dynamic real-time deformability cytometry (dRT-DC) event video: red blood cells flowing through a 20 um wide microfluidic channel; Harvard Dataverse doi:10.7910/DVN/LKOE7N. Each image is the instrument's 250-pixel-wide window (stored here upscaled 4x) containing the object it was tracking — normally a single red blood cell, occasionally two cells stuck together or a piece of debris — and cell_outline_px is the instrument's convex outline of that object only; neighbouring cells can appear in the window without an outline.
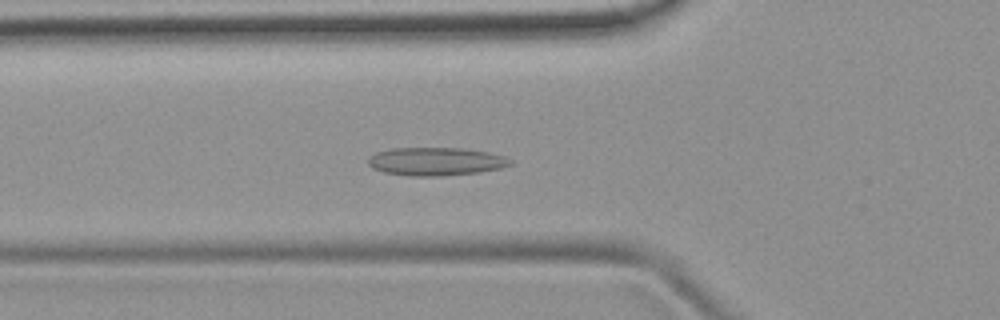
{"species": "common noctule bat (a hibernating species)", "species_latin": "Nyctalus noctula", "temperature_condition": "room temperature", "stored_images_in_passage": 38, "camera_frame_rate_fps": 3000, "um_per_image_px": 0.085, "animal": {"sex": "female", "body_mass_g": 19.9}, "frame": {"image": 1, "passage_image": 5, "time_ms": 1.333, "image_size_px": [1000, 320], "cell_outline_px": [[512, 164], [500, 168], [480, 172], [440, 176], [408, 176], [384, 172], [372, 168], [368, 164], [368, 156], [376, 152], [392, 148], [460, 148], [488, 152], [504, 156], [512, 160]], "centroid_in_image_um": [37.02, 13.72], "position_along_channel_um": 88.8, "area_um2": 23.41}}
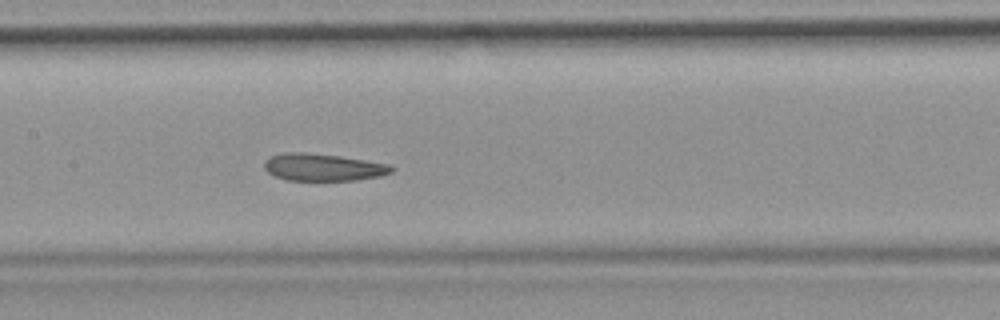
{"frame": {"image": 2, "passage_image": 12, "time_ms": 3.667, "image_size_px": [1000, 320], "cell_outline_px": [[396, 168], [392, 172], [380, 176], [356, 180], [288, 180], [276, 176], [268, 172], [264, 168], [264, 160], [272, 156], [284, 152], [304, 152], [340, 156], [388, 164]], "centroid_in_image_um": [27.46, 14.21], "position_along_channel_um": 179.9, "area_um2": 20.11}}
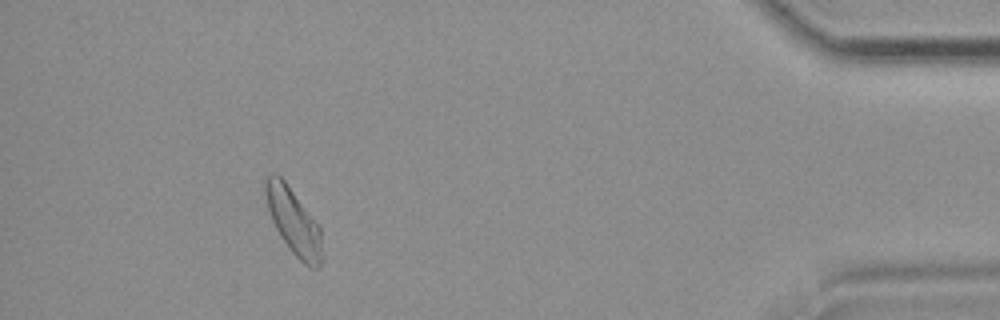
{"frame": {"image": 3, "passage_image": 34, "time_ms": 11.0, "image_size_px": [1000, 320], "cell_outline_px": [[324, 256], [320, 268], [312, 268], [304, 264], [288, 248], [280, 236], [272, 220], [268, 208], [264, 192], [264, 180], [272, 172], [276, 172], [284, 180], [320, 228]], "centroid_in_image_um": [24.96, 18.86], "position_along_channel_um": 410.2, "area_um2": 21.79}, "authors_computed_cell_mechanics": {"area_um2": 21.1548, "velocity_mm_per_s": 3.9065, "shape_relaxation_time_tau1_ms": null, "shape_relaxation_time_tau2_ms": 4.7422, "deformation_change_tau1": null, "deformation_change_tau2": 0.1218}}